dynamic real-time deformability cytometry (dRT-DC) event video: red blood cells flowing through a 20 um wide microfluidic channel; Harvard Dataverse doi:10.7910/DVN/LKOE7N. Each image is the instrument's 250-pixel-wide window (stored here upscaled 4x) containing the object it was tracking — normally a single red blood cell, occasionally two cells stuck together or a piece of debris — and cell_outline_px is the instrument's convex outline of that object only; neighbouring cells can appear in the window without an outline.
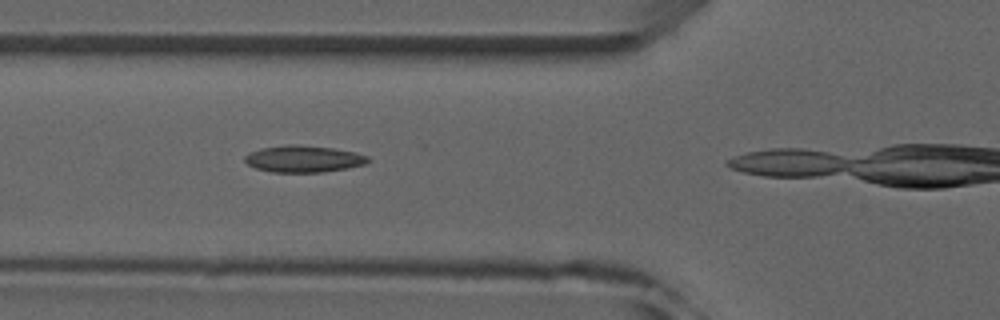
{"species": "common noctule bat (a hibernating species)", "species_latin": "Nyctalus noctula", "temperature_condition": "room temperature", "stored_images_in_passage": 5, "camera_frame_rate_fps": 3000, "um_per_image_px": 0.085, "animal": {"sex": "male", "forearm_length_mm": 52.5}, "frame": {"image": 1, "passage_image": 4, "time_ms": 3.333, "image_size_px": [1000, 320], "cell_outline_px": [[372, 160], [364, 164], [348, 168], [324, 172], [272, 172], [256, 168], [248, 164], [244, 160], [244, 156], [248, 152], [260, 148], [284, 144], [300, 144], [332, 148], [356, 152], [368, 156]], "centroid_in_image_um": [25.79, 13.49], "position_along_channel_um": 100.0, "area_um2": 19.48}}